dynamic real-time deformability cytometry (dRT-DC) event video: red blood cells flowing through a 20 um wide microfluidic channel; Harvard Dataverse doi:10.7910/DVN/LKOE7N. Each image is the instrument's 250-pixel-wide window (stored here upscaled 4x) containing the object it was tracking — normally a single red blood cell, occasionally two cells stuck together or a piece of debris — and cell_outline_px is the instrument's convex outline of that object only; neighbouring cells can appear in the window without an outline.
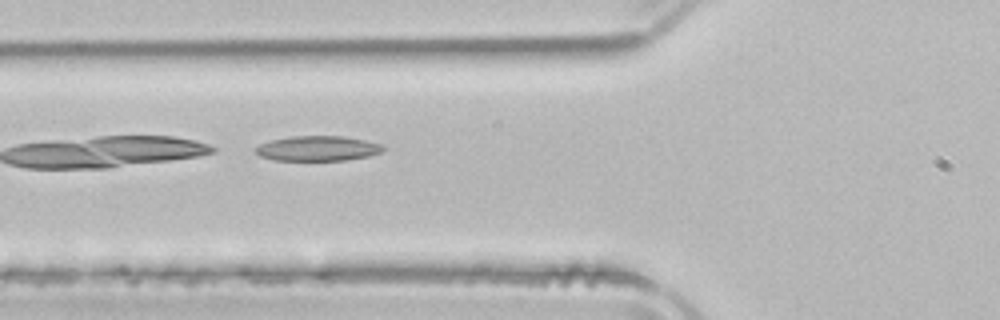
{"species": "common noctule bat (a hibernating species)", "species_latin": "Nyctalus noctula", "temperature_condition": "room temperature", "stored_images_in_passage": 50, "camera_frame_rate_fps": 3000, "um_per_image_px": 0.085, "animal": {"sex": "male", "body_mass_g": 21.5, "forearm_length_mm": 52.0}, "frame": {"image": 1, "passage_image": 19, "time_ms": 6.0, "image_size_px": [1000, 320], "cell_outline_px": [[384, 148], [380, 152], [368, 156], [344, 160], [272, 160], [260, 156], [252, 148], [260, 144], [272, 140], [292, 136], [344, 136], [364, 140], [380, 144]], "centroid_in_image_um": [26.95, 12.61], "position_along_channel_um": 98.9, "area_um2": 18.44}}
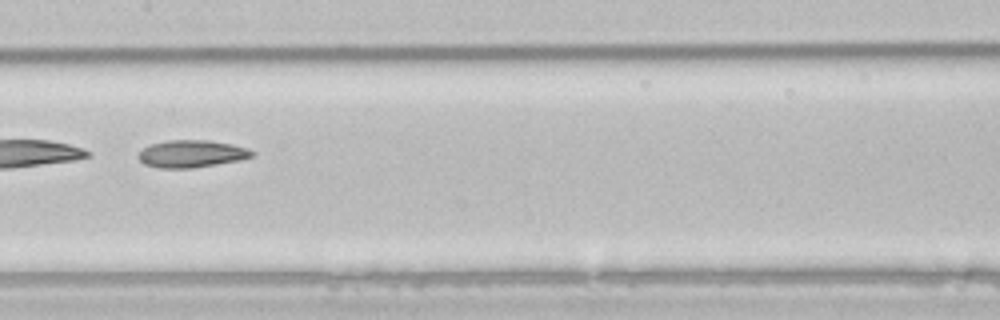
{"frame": {"image": 2, "passage_image": 26, "time_ms": 8.333, "image_size_px": [1000, 320], "cell_outline_px": [[256, 152], [252, 156], [240, 160], [192, 168], [156, 168], [144, 164], [140, 160], [140, 152], [148, 144], [168, 140], [208, 140], [232, 144], [248, 148]], "centroid_in_image_um": [16.29, 13.07], "position_along_channel_um": 191.1, "area_um2": 18.09}}
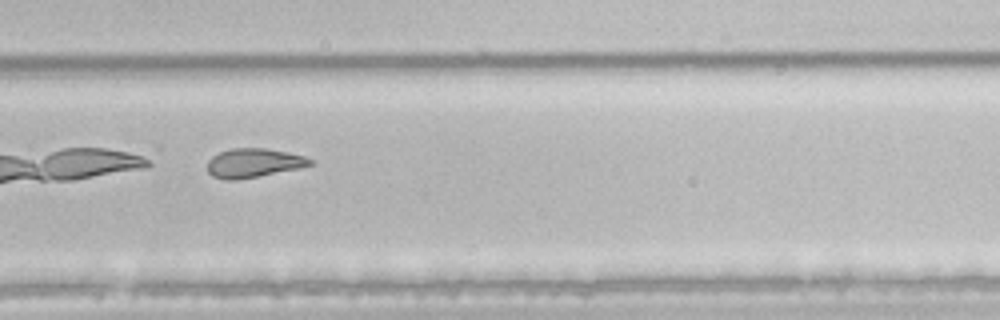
{"frame": {"image": 3, "passage_image": 35, "time_ms": 11.333, "image_size_px": [1000, 320], "cell_outline_px": [[312, 164], [300, 168], [236, 180], [224, 180], [212, 176], [208, 172], [208, 160], [212, 156], [220, 152], [232, 148], [268, 148], [288, 152], [304, 156], [312, 160]], "centroid_in_image_um": [21.54, 13.85], "position_along_channel_um": 308.3, "area_um2": 17.34}}